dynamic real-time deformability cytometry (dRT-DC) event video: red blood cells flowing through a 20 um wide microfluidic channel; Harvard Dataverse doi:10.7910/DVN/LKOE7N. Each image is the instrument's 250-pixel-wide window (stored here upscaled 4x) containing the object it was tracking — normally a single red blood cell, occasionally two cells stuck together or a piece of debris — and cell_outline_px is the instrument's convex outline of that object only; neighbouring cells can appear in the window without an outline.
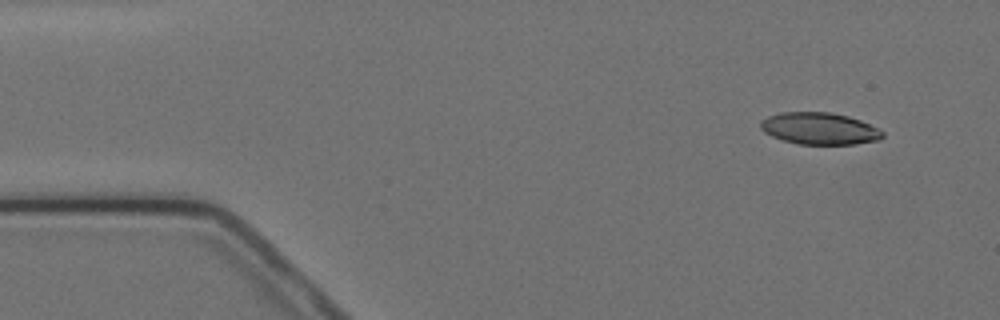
{"species": "Egyptian fruit bat (a non-hibernating species)", "species_latin": "Rousettus aegyptiacus", "temperature_condition": "cold", "stored_images_in_passage": 4, "camera_frame_rate_fps": 3000, "um_per_image_px": 0.085, "animal": {"sex": "female"}, "frame": {"image": 1, "passage_image": 1, "time_ms": 0.0, "image_size_px": [1000, 320], "cell_outline_px": [[884, 136], [880, 140], [856, 144], [800, 144], [784, 140], [772, 136], [764, 132], [760, 128], [760, 120], [768, 116], [780, 112], [832, 112], [848, 116], [860, 120], [884, 132]], "centroid_in_image_um": [69.65, 10.92], "position_along_channel_um": 15.4, "area_um2": 22.72}}
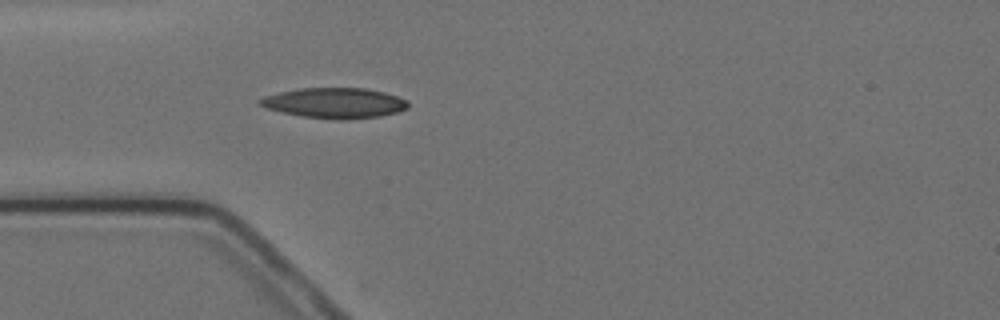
{"frame": {"image": 2, "passage_image": 4, "time_ms": 3.667, "image_size_px": [1000, 320], "cell_outline_px": [[408, 108], [396, 112], [380, 116], [348, 120], [336, 120], [304, 116], [284, 112], [268, 108], [260, 104], [256, 100], [264, 96], [296, 88], [364, 88], [384, 92], [408, 100]], "centroid_in_image_um": [28.46, 8.75], "position_along_channel_um": 56.5, "area_um2": 26.13}}